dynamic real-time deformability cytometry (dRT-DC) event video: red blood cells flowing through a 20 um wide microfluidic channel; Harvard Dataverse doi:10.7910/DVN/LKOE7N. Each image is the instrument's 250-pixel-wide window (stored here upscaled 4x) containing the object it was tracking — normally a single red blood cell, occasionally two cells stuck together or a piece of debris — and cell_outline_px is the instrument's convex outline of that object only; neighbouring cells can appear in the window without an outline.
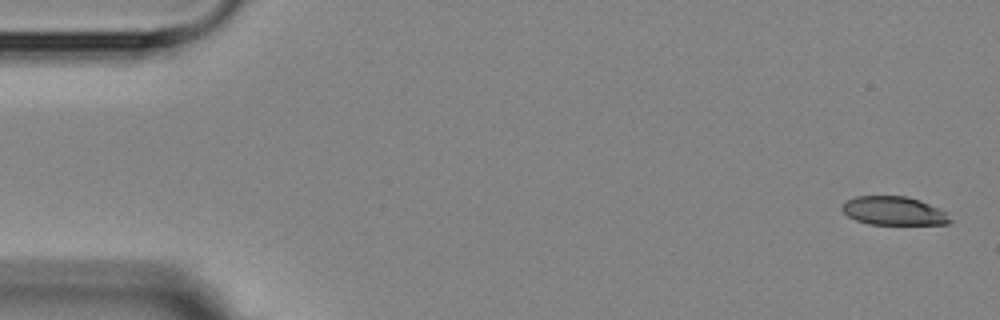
{"species": "Egyptian fruit bat (a non-hibernating species)", "species_latin": "Rousettus aegyptiacus", "temperature_condition": "room temperature", "stored_images_in_passage": 6, "segment_of_instrument_passage": [1, 2], "camera_frame_rate_fps": 3000, "um_per_image_px": 0.085, "animal": {"sex": "female"}, "frame": {"image": 1, "passage_image": 1, "time_ms": 0.0, "image_size_px": [1000, 320], "cell_outline_px": [[952, 220], [948, 224], [868, 224], [856, 220], [848, 216], [840, 208], [848, 200], [856, 196], [908, 196], [920, 200], [944, 212]], "centroid_in_image_um": [75.94, 17.92], "position_along_channel_um": 9.1, "area_um2": 17.74}}
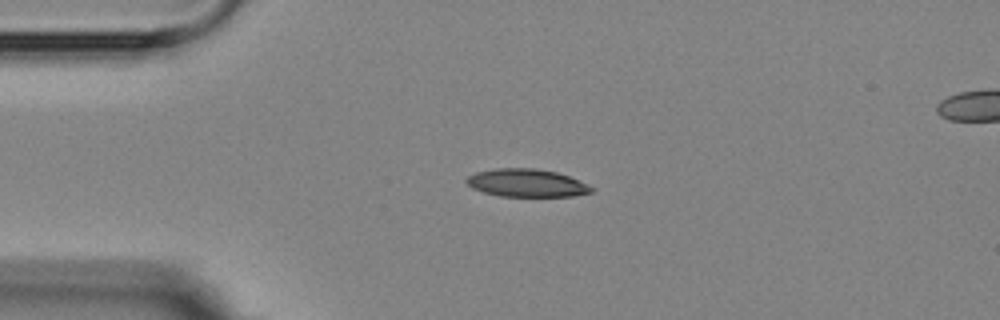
{"frame": {"image": 2, "passage_image": 4, "time_ms": 3.667, "image_size_px": [1000, 320], "cell_outline_px": [[592, 192], [572, 196], [500, 196], [484, 192], [472, 188], [464, 180], [468, 176], [476, 172], [496, 168], [532, 168], [556, 172], [568, 176], [588, 184], [592, 188]], "centroid_in_image_um": [44.73, 15.55], "position_along_channel_um": 40.3, "area_um2": 20.11}}